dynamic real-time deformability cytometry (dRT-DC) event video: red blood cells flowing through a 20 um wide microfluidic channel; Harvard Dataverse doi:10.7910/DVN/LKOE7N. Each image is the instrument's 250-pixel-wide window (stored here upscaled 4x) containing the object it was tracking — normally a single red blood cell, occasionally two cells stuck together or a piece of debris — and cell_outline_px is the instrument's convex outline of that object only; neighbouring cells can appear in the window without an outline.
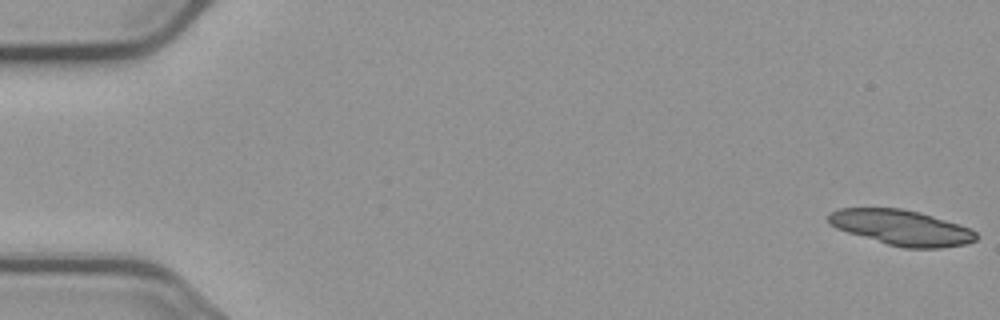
{"species": "common noctule bat (a hibernating species)", "species_latin": "Nyctalus noctula", "temperature_condition": "cold", "stored_images_in_passage": 6, "camera_frame_rate_fps": 3000, "um_per_image_px": 0.085, "animal": {"sex": "male", "body_mass_g": 23.1, "forearm_length_mm": 52.7}, "frame": {"image": 1, "passage_image": 1, "time_ms": 0.0, "image_size_px": [1000, 320], "cell_outline_px": [[980, 236], [976, 240], [964, 244], [940, 248], [904, 248], [888, 244], [848, 232], [836, 228], [828, 224], [828, 212], [840, 208], [900, 208], [920, 212], [960, 224], [972, 228]], "centroid_in_image_um": [76.64, 19.34], "position_along_channel_um": 8.4, "area_um2": 30.52}}